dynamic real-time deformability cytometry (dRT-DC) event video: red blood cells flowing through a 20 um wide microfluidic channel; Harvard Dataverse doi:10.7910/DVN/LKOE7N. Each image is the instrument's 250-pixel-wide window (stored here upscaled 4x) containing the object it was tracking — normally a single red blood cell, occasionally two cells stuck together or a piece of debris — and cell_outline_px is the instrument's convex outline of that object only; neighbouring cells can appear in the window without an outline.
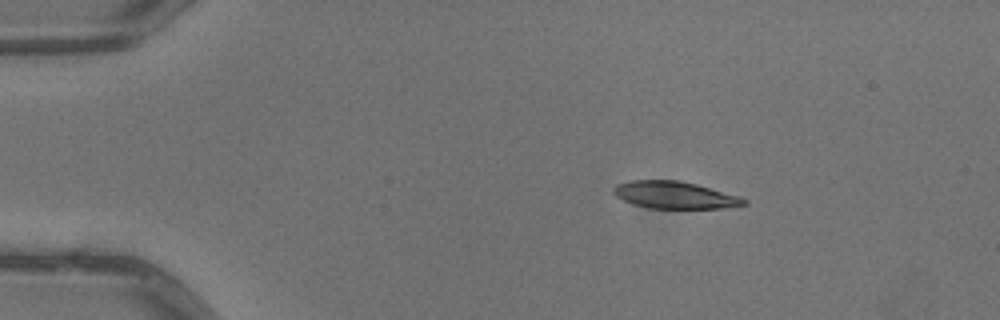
{"species": "common noctule bat (a hibernating species)", "species_latin": "Nyctalus noctula", "temperature_condition": "warm", "stored_images_in_passage": 4, "camera_frame_rate_fps": 3000, "um_per_image_px": 0.085, "animal": {"sex": "male", "body_mass_g": 13.3}, "frame": {"image": 1, "passage_image": 2, "time_ms": 0.333, "image_size_px": [1000, 320], "cell_outline_px": [[748, 204], [720, 208], [648, 208], [624, 200], [616, 196], [612, 192], [612, 188], [616, 184], [628, 180], [680, 180], [696, 184], [740, 196], [748, 200]], "centroid_in_image_um": [57.34, 16.56], "position_along_channel_um": 27.7, "area_um2": 20.63}}